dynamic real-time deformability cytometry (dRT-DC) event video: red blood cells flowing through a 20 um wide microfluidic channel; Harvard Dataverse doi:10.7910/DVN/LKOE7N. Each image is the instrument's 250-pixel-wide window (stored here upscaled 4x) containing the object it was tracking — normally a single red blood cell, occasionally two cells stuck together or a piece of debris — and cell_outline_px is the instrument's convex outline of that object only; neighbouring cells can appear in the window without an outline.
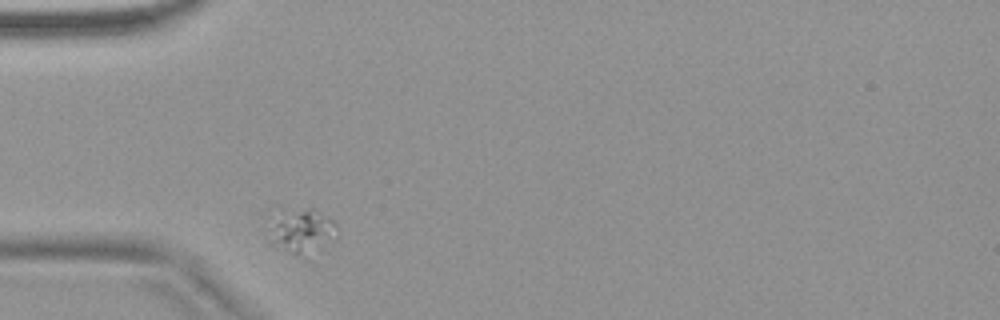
{"species": "common noctule bat (a hibernating species)", "species_latin": "Nyctalus noctula", "temperature_condition": "warm", "stored_images_in_passage": 32, "camera_frame_rate_fps": 3000, "um_per_image_px": 0.085, "animal": {"sex": "female", "body_mass_g": 18.4}, "frame": {"image": 1, "passage_image": 1, "time_ms": 0.0, "image_size_px": [1000, 320], "cell_outline_px": [[340, 232], [336, 240], [316, 264], [276, 248], [268, 240], [268, 208], [272, 204], [312, 208], [332, 220], [336, 224]], "centroid_in_image_um": [25.59, 19.68], "position_along_channel_um": 59.4, "area_um2": 21.91}}
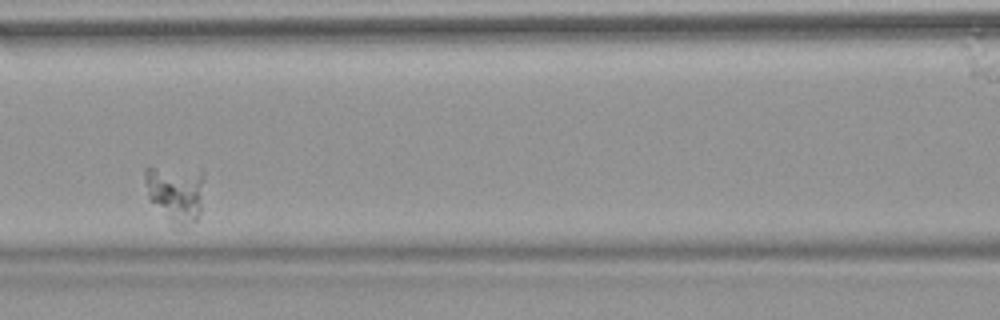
{"frame": {"image": 2, "passage_image": 10, "time_ms": 3.0, "image_size_px": [1000, 320], "cell_outline_px": [[204, 180], [200, 212], [196, 220], [184, 228], [180, 228], [148, 200], [144, 180], [144, 168], [148, 164], [204, 172]], "centroid_in_image_um": [14.89, 16.36], "position_along_channel_um": 151.7, "area_um2": 20.11}}
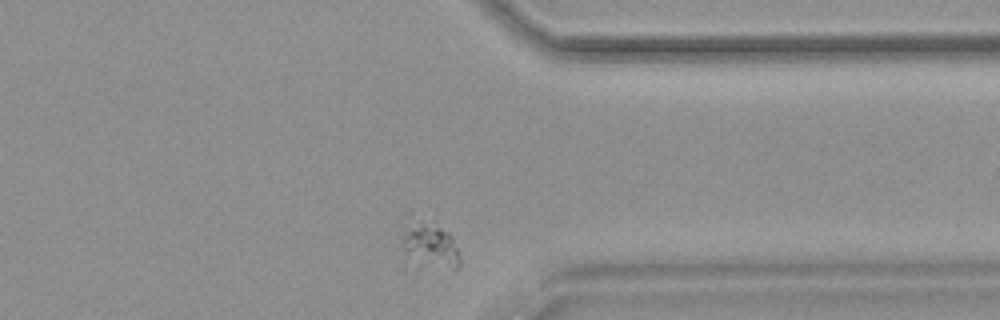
{"frame": {"image": 3, "passage_image": 30, "time_ms": 9.667, "image_size_px": [1000, 320], "cell_outline_px": [[460, 268], [452, 268], [404, 252], [400, 232], [420, 224], [436, 228], [448, 232], [452, 236], [460, 260]], "centroid_in_image_um": [36.64, 20.85], "position_along_channel_um": 374.8, "area_um2": 12.54}}